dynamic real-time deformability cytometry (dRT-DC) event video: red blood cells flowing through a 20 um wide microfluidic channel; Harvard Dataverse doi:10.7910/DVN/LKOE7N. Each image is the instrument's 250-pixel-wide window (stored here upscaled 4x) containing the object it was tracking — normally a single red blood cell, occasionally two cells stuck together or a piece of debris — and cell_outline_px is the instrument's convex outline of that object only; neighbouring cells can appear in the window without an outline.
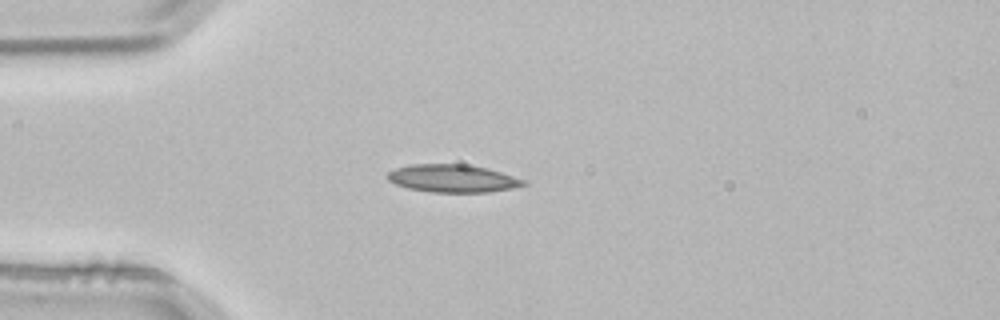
{"species": "common noctule bat (a hibernating species)", "species_latin": "Nyctalus noctula", "temperature_condition": "room temperature", "stored_images_in_passage": 52, "camera_frame_rate_fps": 3000, "um_per_image_px": 0.085, "animal": {"sex": "male", "body_mass_g": 21.5, "forearm_length_mm": 52.0}, "frame": {"image": 1, "passage_image": 13, "time_ms": 4.0, "image_size_px": [1000, 320], "cell_outline_px": [[528, 184], [512, 188], [488, 192], [432, 192], [408, 188], [396, 184], [388, 180], [384, 176], [388, 172], [396, 168], [412, 164], [464, 164], [488, 168], [528, 180]], "centroid_in_image_um": [38.5, 15.16], "position_along_channel_um": 46.5, "area_um2": 22.14}}
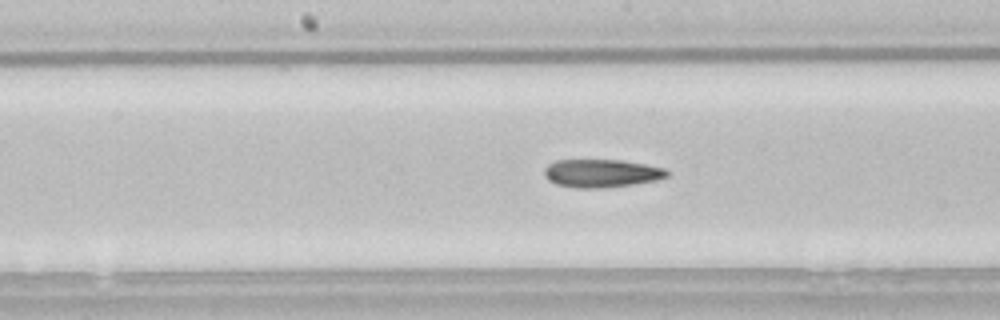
{"frame": {"image": 2, "passage_image": 26, "time_ms": 8.333, "image_size_px": [1000, 320], "cell_outline_px": [[668, 176], [656, 180], [632, 184], [604, 188], [576, 188], [556, 184], [548, 180], [544, 176], [544, 168], [548, 164], [556, 160], [620, 160], [644, 164], [664, 168], [668, 172]], "centroid_in_image_um": [51.08, 14.73], "position_along_channel_um": 197.1, "area_um2": 20.06}}
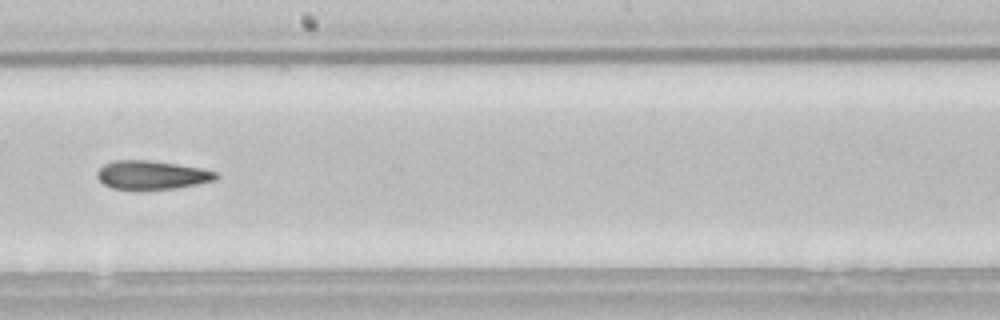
{"frame": {"image": 3, "passage_image": 29, "time_ms": 9.333, "image_size_px": [1000, 320], "cell_outline_px": [[220, 176], [216, 180], [176, 188], [112, 188], [104, 184], [96, 176], [96, 172], [104, 164], [112, 160], [148, 160], [176, 164], [200, 168], [216, 172]], "centroid_in_image_um": [12.9, 14.85], "position_along_channel_um": 235.3, "area_um2": 19.48}, "authors_computed_cell_mechanics": {"area_um2": 20.4612, "velocity_mm_per_s": 3.8298, "shape_relaxation_time_tau1_ms": null, "shape_relaxation_time_tau2_ms": 6.6691, "deformation_change_tau1": null, "deformation_change_tau2": 0.163}}